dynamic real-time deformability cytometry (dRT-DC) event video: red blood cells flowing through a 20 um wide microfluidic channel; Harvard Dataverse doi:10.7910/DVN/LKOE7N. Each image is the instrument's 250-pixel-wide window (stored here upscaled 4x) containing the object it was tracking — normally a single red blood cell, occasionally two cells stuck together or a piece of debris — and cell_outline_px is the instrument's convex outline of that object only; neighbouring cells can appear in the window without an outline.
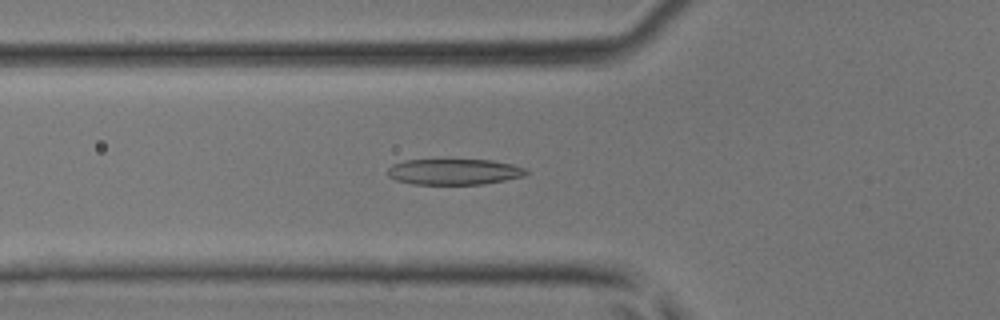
{"species": "common noctule bat (a hibernating species)", "species_latin": "Nyctalus noctula", "temperature_condition": "room temperature", "stored_images_in_passage": 41, "camera_frame_rate_fps": 3000, "um_per_image_px": 0.085, "animal": {"sex": "male", "body_mass_g": 17.9, "forearm_length_mm": 54.2}, "frame": {"image": 1, "passage_image": 12, "time_ms": 3.667, "image_size_px": [1000, 320], "cell_outline_px": [[528, 172], [524, 176], [484, 184], [412, 184], [396, 180], [388, 176], [388, 168], [392, 164], [404, 160], [492, 160], [512, 164], [524, 168]], "centroid_in_image_um": [38.58, 14.6], "position_along_channel_um": 87.2, "area_um2": 20.81}}
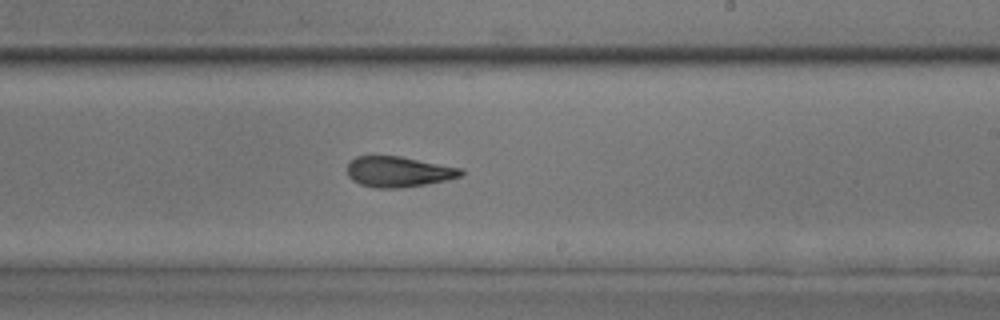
{"frame": {"image": 2, "passage_image": 23, "time_ms": 7.333, "image_size_px": [1000, 320], "cell_outline_px": [[464, 176], [448, 180], [424, 184], [396, 188], [376, 188], [360, 184], [352, 180], [348, 176], [348, 164], [356, 156], [400, 156], [464, 168]], "centroid_in_image_um": [33.92, 14.59], "position_along_channel_um": 255.1, "area_um2": 20.35}}
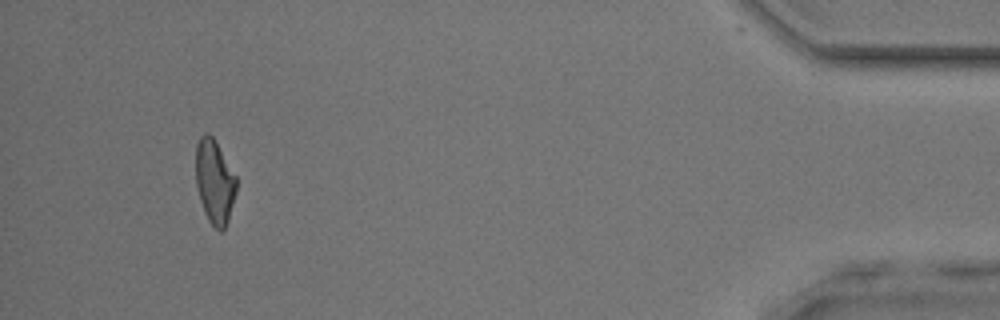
{"frame": {"image": 3, "passage_image": 38, "time_ms": 12.333, "image_size_px": [1000, 320], "cell_outline_px": [[236, 192], [228, 220], [224, 228], [220, 232], [208, 220], [204, 212], [200, 200], [196, 184], [196, 144], [200, 136], [204, 132], [208, 132], [212, 136], [236, 176]], "centroid_in_image_um": [18.23, 15.43], "position_along_channel_um": 417.0, "area_um2": 19.71}}